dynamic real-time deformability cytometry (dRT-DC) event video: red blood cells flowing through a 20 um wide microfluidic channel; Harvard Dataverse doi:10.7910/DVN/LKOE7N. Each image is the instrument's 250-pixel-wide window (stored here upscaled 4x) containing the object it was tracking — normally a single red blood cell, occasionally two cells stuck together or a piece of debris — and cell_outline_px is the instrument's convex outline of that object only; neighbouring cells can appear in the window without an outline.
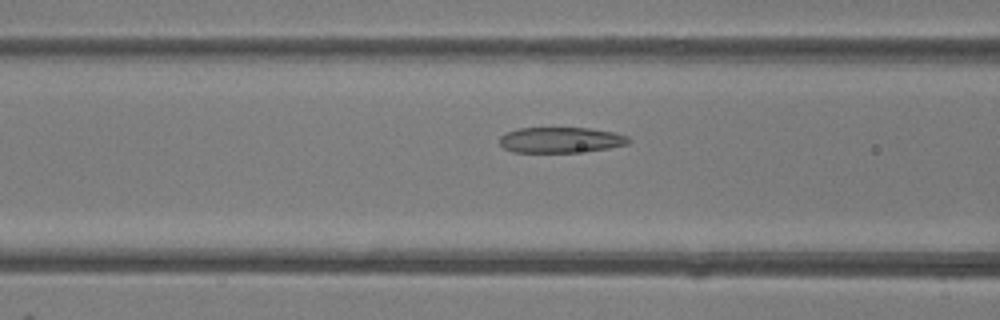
{"species": "common noctule bat (a hibernating species)", "species_latin": "Nyctalus noctula", "temperature_condition": "room temperature", "stored_images_in_passage": 48, "camera_frame_rate_fps": 3000, "um_per_image_px": 0.085, "animal": {"sex": "female"}, "frame": {"image": 1, "passage_image": 19, "time_ms": 6.0, "image_size_px": [1000, 320], "cell_outline_px": [[632, 140], [628, 144], [608, 148], [576, 152], [512, 152], [504, 148], [500, 144], [500, 136], [504, 132], [516, 128], [592, 128], [616, 132], [628, 136]], "centroid_in_image_um": [47.66, 11.88], "position_along_channel_um": 118.9, "area_um2": 19.48}}
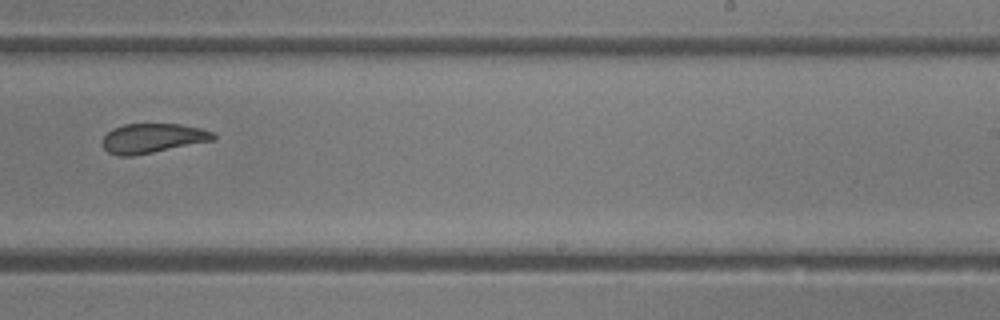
{"frame": {"image": 2, "passage_image": 30, "time_ms": 9.667, "image_size_px": [1000, 320], "cell_outline_px": [[216, 140], [132, 156], [120, 156], [108, 152], [100, 144], [104, 136], [112, 128], [124, 124], [180, 124], [200, 128], [212, 132], [216, 136]], "centroid_in_image_um": [12.95, 11.75], "position_along_channel_um": 276.0, "area_um2": 19.13}}
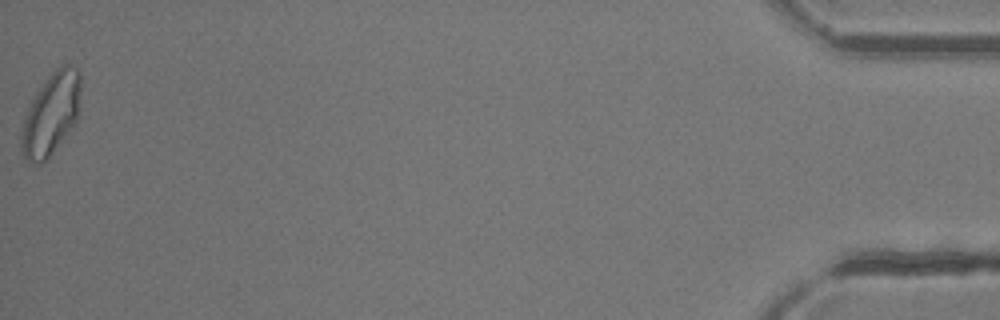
{"frame": {"image": 3, "passage_image": 48, "time_ms": 15.667, "image_size_px": [1000, 320], "cell_outline_px": [[80, 88], [76, 124], [52, 152], [40, 164], [36, 164], [28, 160], [20, 152], [20, 136], [24, 120], [28, 108], [36, 92], [48, 76], [60, 64], [68, 64], [76, 68], [80, 72]], "centroid_in_image_um": [4.33, 9.68], "position_along_channel_um": 430.9, "area_um2": 28.15}, "authors_computed_cell_mechanics": {"area_um2": 21.3571, "velocity_mm_per_s": 4.2827, "shape_relaxation_time_tau1_ms": 3.411, "shape_relaxation_time_tau2_ms": 1.7867, "deformation_change_tau1": 0.1348, "deformation_change_tau2": 0.1002}}